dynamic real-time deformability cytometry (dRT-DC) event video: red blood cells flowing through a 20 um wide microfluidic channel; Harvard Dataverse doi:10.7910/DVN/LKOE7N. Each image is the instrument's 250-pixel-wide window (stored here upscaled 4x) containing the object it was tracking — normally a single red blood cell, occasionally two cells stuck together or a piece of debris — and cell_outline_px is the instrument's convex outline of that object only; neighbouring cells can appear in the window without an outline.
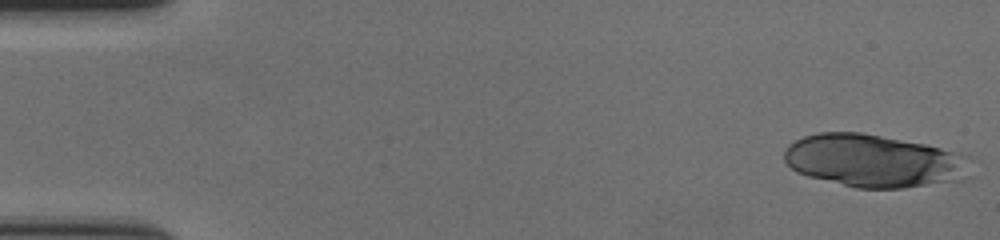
{"species": "human", "species_latin": "Homo sapiens", "temperature_condition": "cold", "stored_images_in_passage": 56, "camera_frame_rate_fps": 3000, "um_per_image_px": 0.085, "donor": {"sex": "female"}, "frame": {"image": 1, "passage_image": 1, "time_ms": 0.0, "image_size_px": [1000, 240], "cell_outline_px": [[968, 180], [904, 188], [856, 188], [808, 176], [796, 172], [784, 160], [784, 152], [788, 144], [804, 136], [820, 132], [860, 132], [924, 144], [940, 148], [952, 152], [960, 156]], "centroid_in_image_um": [74.17, 13.68], "position_along_channel_um": 10.8, "area_um2": 56.47}}
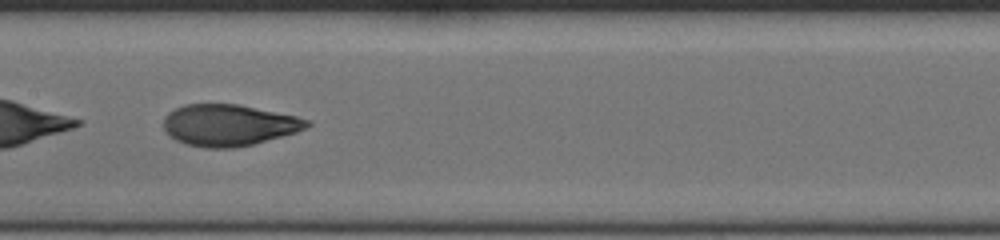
{"frame": {"image": 2, "passage_image": 29, "time_ms": 9.333, "image_size_px": [1000, 240], "cell_outline_px": [[312, 124], [296, 132], [252, 144], [232, 148], [204, 148], [184, 144], [176, 140], [164, 128], [164, 116], [168, 112], [184, 104], [240, 104], [296, 116], [312, 120]], "centroid_in_image_um": [19.45, 10.63], "position_along_channel_um": 188.0, "area_um2": 34.62}}
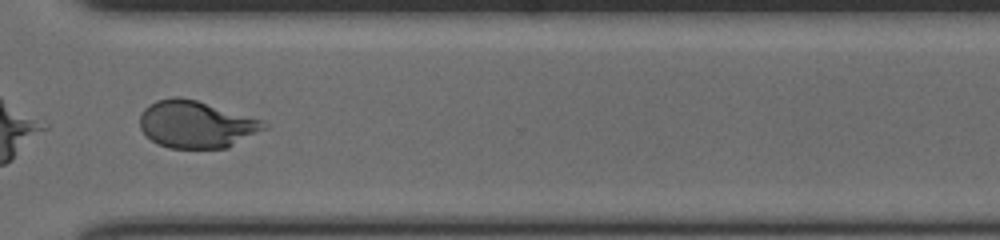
{"frame": {"image": 3, "passage_image": 43, "time_ms": 14.0, "image_size_px": [1000, 240], "cell_outline_px": [[268, 128], [228, 148], [168, 148], [152, 140], [140, 128], [140, 116], [144, 108], [148, 104], [156, 100], [172, 96], [180, 96], [196, 100], [264, 120], [268, 124]], "centroid_in_image_um": [16.7, 10.56], "position_along_channel_um": 353.9, "area_um2": 34.33}, "authors_computed_cell_mechanics": {"area_um2": 35.3736, "velocity_mm_per_s": 3.5476, "shape_relaxation_time_tau1_ms": 4.5168, "shape_relaxation_time_tau2_ms": 1.2416, "deformation_change_tau1": 0.2008, "deformation_change_tau2": 0.0637}}